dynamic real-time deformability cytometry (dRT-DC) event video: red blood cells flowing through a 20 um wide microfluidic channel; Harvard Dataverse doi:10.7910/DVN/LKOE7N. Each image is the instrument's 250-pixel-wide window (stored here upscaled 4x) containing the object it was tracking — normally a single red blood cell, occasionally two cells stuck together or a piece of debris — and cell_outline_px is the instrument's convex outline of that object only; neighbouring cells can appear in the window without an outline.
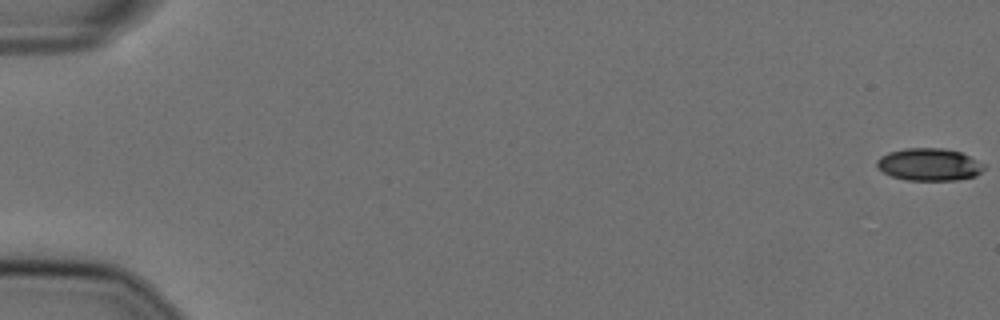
{"species": "Egyptian fruit bat (a non-hibernating species)", "species_latin": "Rousettus aegyptiacus", "temperature_condition": "cold", "stored_images_in_passage": 21, "camera_frame_rate_fps": 3000, "um_per_image_px": 0.085, "animal": {"sex": "female"}, "frame": {"image": 1, "passage_image": 1, "time_ms": 0.0, "image_size_px": [1000, 320], "cell_outline_px": [[984, 168], [976, 176], [956, 180], [908, 180], [892, 176], [884, 172], [876, 164], [876, 160], [880, 156], [888, 152], [904, 148], [944, 148], [960, 152], [984, 164]], "centroid_in_image_um": [78.96, 13.97], "position_along_channel_um": 6.0, "area_um2": 20.11}}
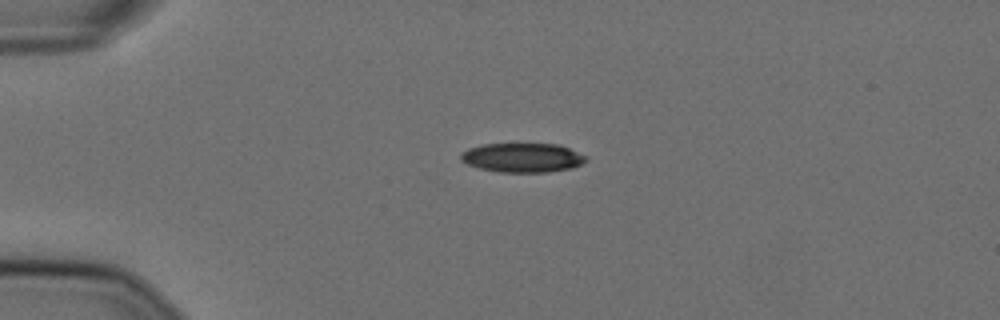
{"frame": {"image": 2, "passage_image": 15, "time_ms": 4.667, "image_size_px": [1000, 320], "cell_outline_px": [[588, 160], [572, 168], [548, 172], [500, 172], [480, 168], [468, 164], [460, 160], [460, 152], [468, 148], [480, 144], [556, 144], [568, 148], [588, 156]], "centroid_in_image_um": [44.4, 13.4], "position_along_channel_um": 40.6, "area_um2": 21.39}}